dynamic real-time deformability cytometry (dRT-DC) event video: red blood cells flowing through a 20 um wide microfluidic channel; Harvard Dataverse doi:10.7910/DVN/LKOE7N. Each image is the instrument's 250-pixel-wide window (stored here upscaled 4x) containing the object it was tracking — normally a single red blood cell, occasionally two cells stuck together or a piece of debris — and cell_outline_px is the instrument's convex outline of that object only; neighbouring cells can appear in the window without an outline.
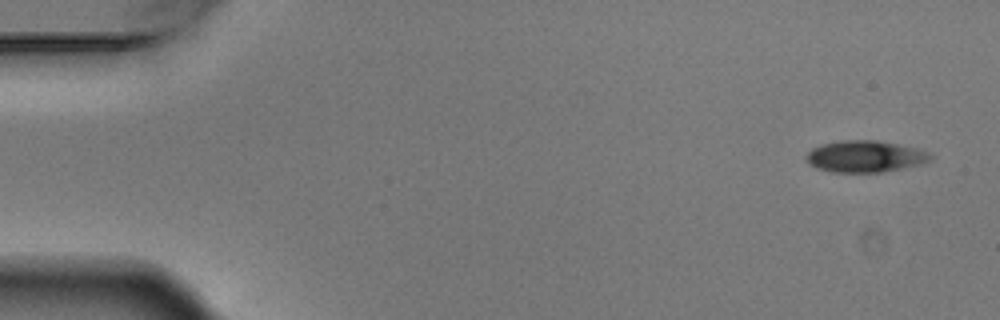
{"species": "Egyptian fruit bat (a non-hibernating species)", "species_latin": "Rousettus aegyptiacus", "temperature_condition": "warm", "stored_images_in_passage": 5, "segment_of_instrument_passage": [1, 2], "camera_frame_rate_fps": 3000, "um_per_image_px": 0.085, "animal": {"sex": "male"}, "frame": {"image": 1, "passage_image": 1, "time_ms": 0.0, "image_size_px": [1000, 320], "cell_outline_px": [[936, 156], [932, 160], [920, 164], [880, 172], [832, 172], [816, 168], [808, 164], [804, 156], [812, 148], [824, 144], [844, 140], [876, 140], [916, 148], [928, 152]], "centroid_in_image_um": [73.52, 13.3], "position_along_channel_um": 11.5, "area_um2": 22.83}}